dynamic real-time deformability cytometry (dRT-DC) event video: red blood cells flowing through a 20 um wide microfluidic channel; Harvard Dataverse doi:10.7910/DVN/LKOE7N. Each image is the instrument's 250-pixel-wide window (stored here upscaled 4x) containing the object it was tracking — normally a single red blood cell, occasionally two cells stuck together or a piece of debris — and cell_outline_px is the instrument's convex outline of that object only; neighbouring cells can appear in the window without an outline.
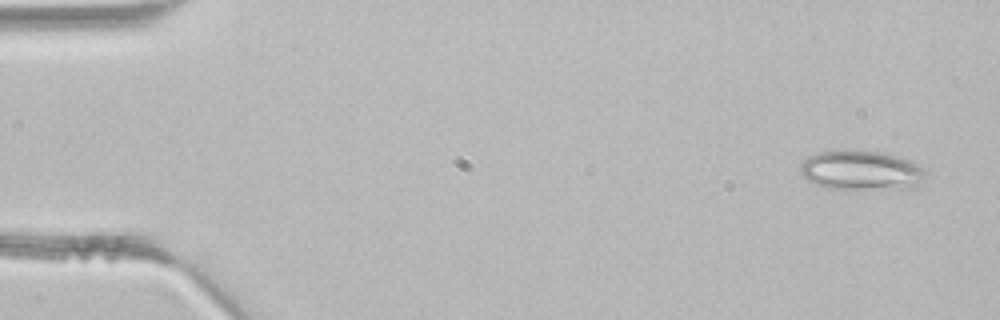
{"species": "common noctule bat (a hibernating species)", "species_latin": "Nyctalus noctula", "temperature_condition": "room temperature", "stored_images_in_passage": 3, "camera_frame_rate_fps": 3000, "um_per_image_px": 0.085, "animal": {"sex": "male", "body_mass_g": 21.5, "forearm_length_mm": 52.0}, "frame": {"image": 1, "passage_image": 1, "time_ms": 0.0, "image_size_px": [1000, 320], "cell_outline_px": [[924, 176], [916, 188], [828, 188], [816, 184], [808, 180], [800, 172], [800, 164], [808, 156], [820, 152], [876, 152], [908, 160], [924, 168]], "centroid_in_image_um": [73.18, 14.51], "position_along_channel_um": 11.8, "area_um2": 27.74}}